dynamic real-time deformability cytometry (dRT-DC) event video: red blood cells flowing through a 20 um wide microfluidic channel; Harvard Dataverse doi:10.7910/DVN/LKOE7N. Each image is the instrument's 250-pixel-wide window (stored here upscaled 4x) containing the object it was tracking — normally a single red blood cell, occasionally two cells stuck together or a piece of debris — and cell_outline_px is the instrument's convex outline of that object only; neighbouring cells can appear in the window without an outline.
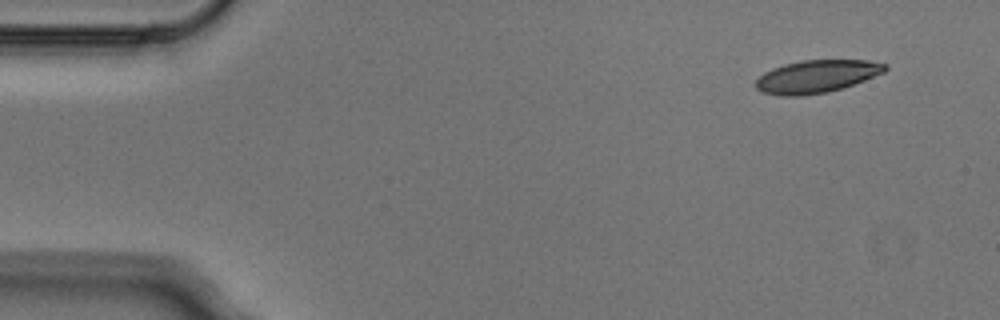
{"species": "Egyptian fruit bat (a non-hibernating species)", "species_latin": "Rousettus aegyptiacus", "temperature_condition": "cold", "stored_images_in_passage": 5, "segment_of_instrument_passage": [2, 2], "camera_frame_rate_fps": 3000, "um_per_image_px": 0.085, "animal": {"sex": "male"}, "frame": {"image": 1, "passage_image": 5, "time_ms": 1.333, "image_size_px": [1000, 320], "cell_outline_px": [[888, 68], [884, 72], [844, 88], [828, 92], [804, 96], [780, 96], [764, 92], [756, 88], [756, 80], [764, 72], [772, 68], [784, 64], [800, 60], [868, 60], [888, 64]], "centroid_in_image_um": [69.42, 6.5], "position_along_channel_um": 15.6, "area_um2": 24.8}}